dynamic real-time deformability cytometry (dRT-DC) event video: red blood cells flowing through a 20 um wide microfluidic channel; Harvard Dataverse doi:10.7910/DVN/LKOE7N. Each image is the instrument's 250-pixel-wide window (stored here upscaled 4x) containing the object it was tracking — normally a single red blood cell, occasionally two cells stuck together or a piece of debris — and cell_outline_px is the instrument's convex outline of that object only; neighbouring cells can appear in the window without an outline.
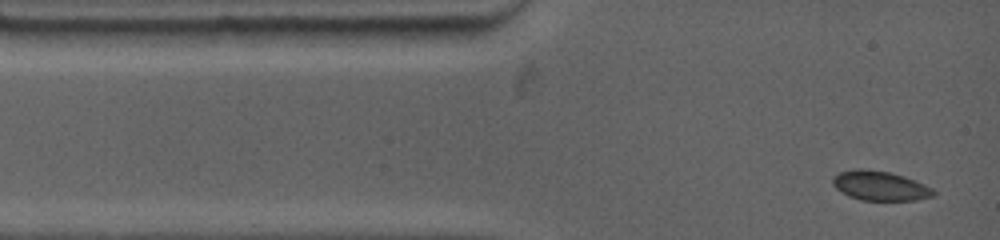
{"species": "common noctule bat (a hibernating species)", "species_latin": "Nyctalus noctula", "temperature_condition": "warm", "stored_images_in_passage": 7, "segment_of_instrument_passage": [1, 2], "camera_frame_rate_fps": 4500, "um_per_image_px": 0.085, "animal": {"sex": "female", "body_mass_g": 19.0, "forearm_length_mm": 53.3}, "frame": {"image": 1, "passage_image": 1, "time_ms": 0.0, "image_size_px": [1000, 240], "cell_outline_px": [[936, 192], [932, 196], [916, 200], [860, 200], [848, 196], [840, 192], [832, 184], [832, 176], [840, 172], [860, 168], [888, 172], [904, 176], [932, 188]], "centroid_in_image_um": [74.75, 15.8], "position_along_channel_um": 10.2, "area_um2": 17.22}}
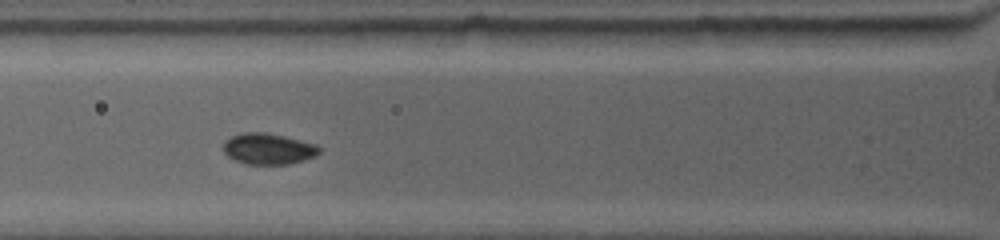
{"frame": {"image": 2, "passage_image": 4, "time_ms": 3.333, "image_size_px": [1000, 240], "cell_outline_px": [[320, 152], [316, 156], [304, 160], [288, 164], [244, 164], [228, 156], [224, 152], [224, 140], [232, 136], [244, 132], [264, 132], [284, 136], [316, 144], [320, 148]], "centroid_in_image_um": [22.81, 12.65], "position_along_channel_um": 103.0, "area_um2": 17.34}}
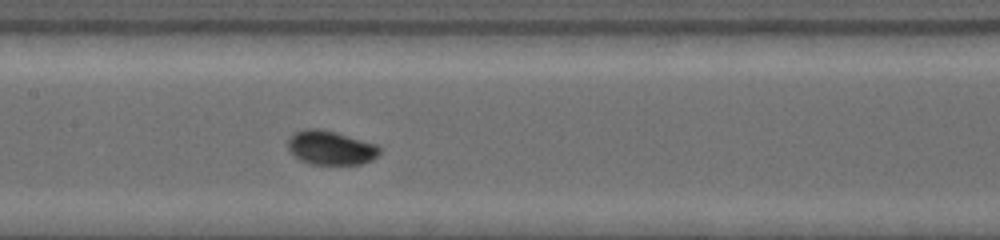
{"frame": {"image": 3, "passage_image": 6, "time_ms": 5.333, "image_size_px": [1000, 240], "cell_outline_px": [[384, 148], [372, 160], [360, 164], [308, 164], [300, 160], [288, 148], [288, 140], [292, 132], [304, 128], [320, 128], [336, 132], [376, 144]], "centroid_in_image_um": [28.11, 12.54], "position_along_channel_um": 179.3, "area_um2": 18.38}}